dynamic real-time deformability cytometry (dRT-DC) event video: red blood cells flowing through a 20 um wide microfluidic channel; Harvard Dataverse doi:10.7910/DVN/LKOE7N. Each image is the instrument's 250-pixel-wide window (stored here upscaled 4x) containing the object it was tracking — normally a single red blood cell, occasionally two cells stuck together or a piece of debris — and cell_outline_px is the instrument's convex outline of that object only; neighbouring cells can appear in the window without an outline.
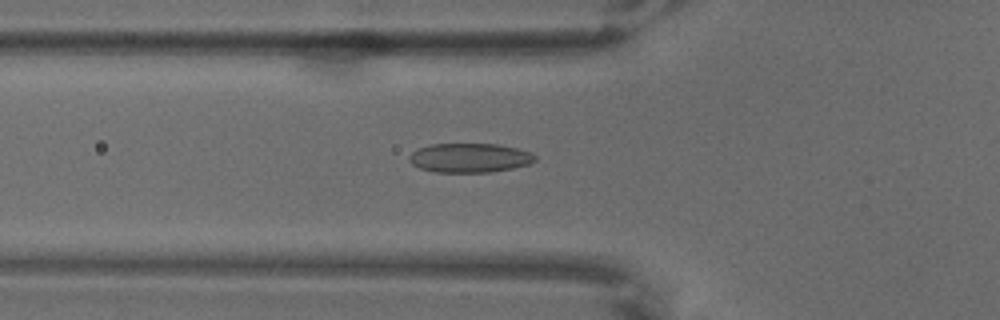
{"species": "common noctule bat (a hibernating species)", "species_latin": "Nyctalus noctula", "temperature_condition": "warm", "stored_images_in_passage": 66, "camera_frame_rate_fps": 3000, "um_per_image_px": 0.085, "animal": {"sex": "male", "body_mass_g": 18.8}, "frame": {"image": 1, "passage_image": 24, "time_ms": 7.667, "image_size_px": [1000, 320], "cell_outline_px": [[536, 160], [528, 164], [512, 168], [492, 172], [436, 172], [420, 168], [412, 164], [408, 160], [408, 156], [412, 152], [420, 148], [432, 144], [496, 144], [516, 148], [528, 152], [536, 156]], "centroid_in_image_um": [39.9, 13.42], "position_along_channel_um": 85.9, "area_um2": 21.27}}
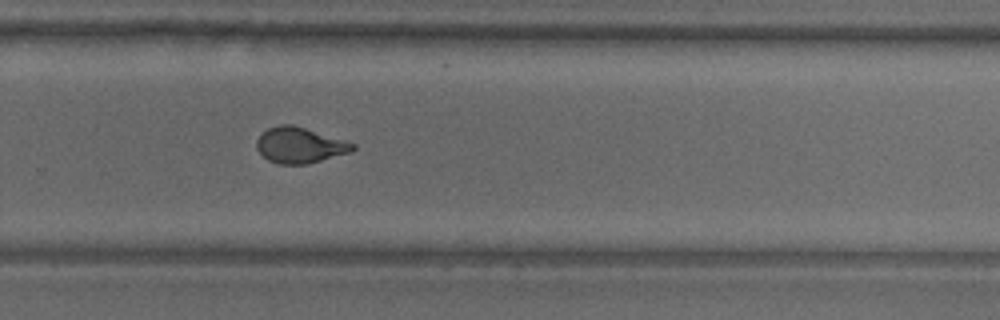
{"frame": {"image": 2, "passage_image": 45, "time_ms": 14.667, "image_size_px": [1000, 320], "cell_outline_px": [[356, 148], [352, 152], [308, 164], [280, 164], [268, 160], [256, 148], [256, 140], [260, 132], [268, 128], [280, 124], [292, 124], [344, 140], [356, 144]], "centroid_in_image_um": [25.47, 12.34], "position_along_channel_um": 304.3, "area_um2": 20.11}}
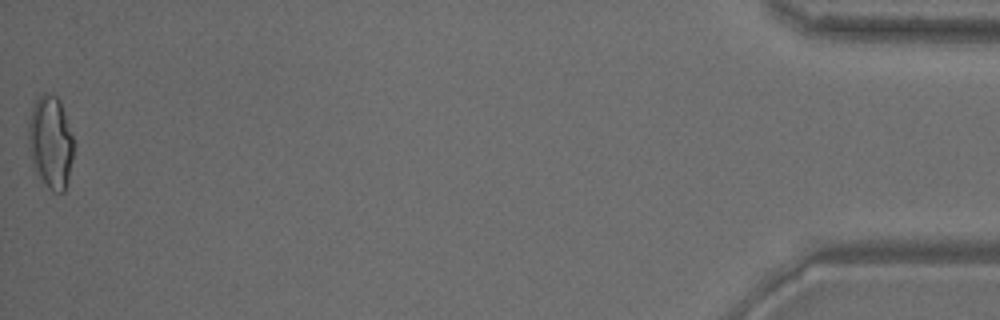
{"frame": {"image": 3, "passage_image": 66, "time_ms": 21.667, "image_size_px": [1000, 320], "cell_outline_px": [[72, 160], [68, 180], [64, 192], [52, 192], [48, 188], [36, 172], [28, 148], [28, 120], [32, 108], [36, 100], [44, 92], [52, 92], [60, 100], [72, 136]], "centroid_in_image_um": [4.28, 12.07], "position_along_channel_um": 430.9, "area_um2": 24.33}}